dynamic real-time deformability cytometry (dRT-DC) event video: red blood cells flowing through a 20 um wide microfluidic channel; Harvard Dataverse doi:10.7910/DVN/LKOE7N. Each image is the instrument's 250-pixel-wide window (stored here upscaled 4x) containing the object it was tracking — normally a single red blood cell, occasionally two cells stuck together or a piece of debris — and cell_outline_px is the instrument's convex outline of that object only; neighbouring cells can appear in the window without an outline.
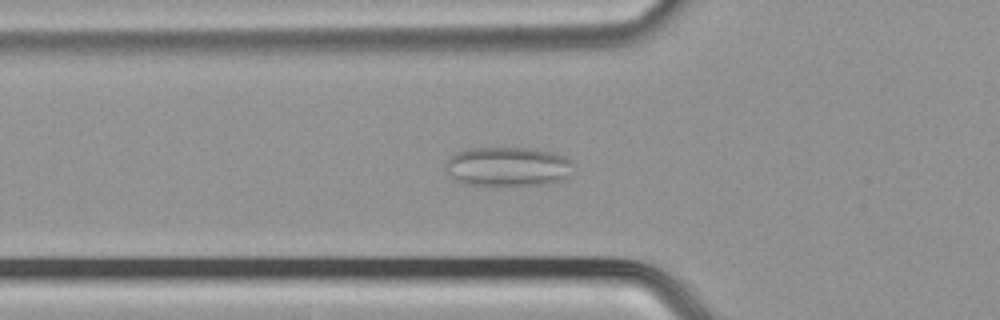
{"species": "common noctule bat (a hibernating species)", "species_latin": "Nyctalus noctula", "temperature_condition": "cold", "stored_images_in_passage": 51, "camera_frame_rate_fps": 3000, "um_per_image_px": 0.085, "animal": {"sex": "male", "body_mass_g": 21.5, "forearm_length_mm": 52.0}, "frame": {"image": 1, "passage_image": 18, "time_ms": 5.667, "image_size_px": [1000, 320], "cell_outline_px": [[572, 176], [564, 180], [548, 184], [496, 188], [464, 184], [452, 180], [444, 168], [444, 164], [456, 152], [468, 148], [536, 148], [552, 152], [564, 156], [572, 160]], "centroid_in_image_um": [43.16, 14.21], "position_along_channel_um": 82.6, "area_um2": 30.81}}
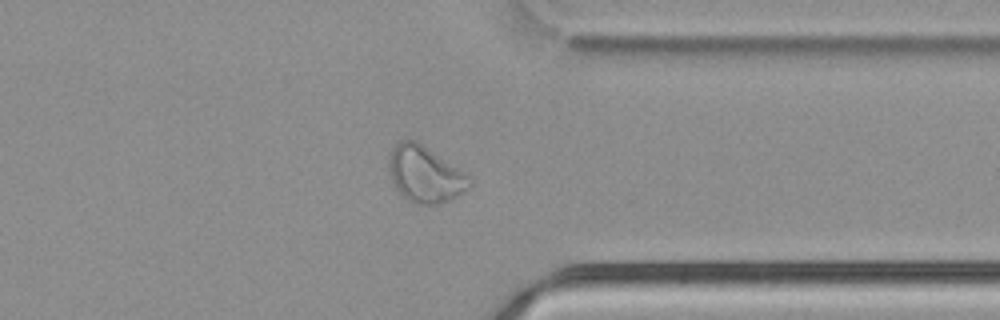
{"frame": {"image": 2, "passage_image": 40, "time_ms": 13.0, "image_size_px": [1000, 320], "cell_outline_px": [[472, 184], [460, 196], [440, 204], [412, 204], [396, 188], [388, 172], [388, 156], [392, 148], [400, 140], [416, 140], [468, 176], [472, 180]], "centroid_in_image_um": [36.1, 14.84], "position_along_channel_um": 375.3, "area_um2": 26.3}}
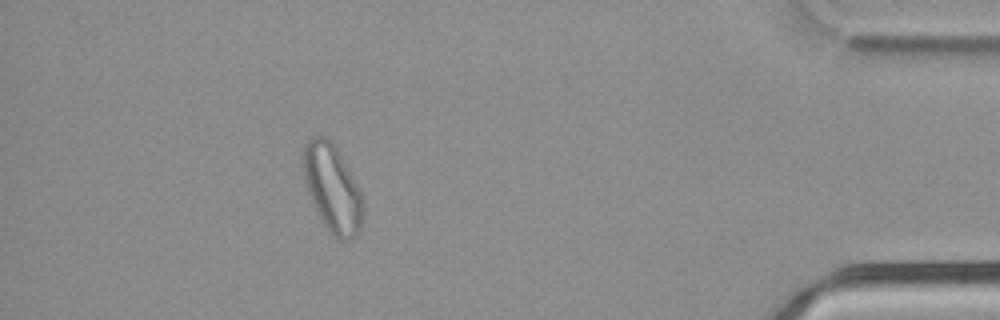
{"frame": {"image": 3, "passage_image": 46, "time_ms": 15.0, "image_size_px": [1000, 320], "cell_outline_px": [[364, 204], [360, 228], [356, 236], [348, 240], [336, 240], [328, 232], [316, 212], [308, 192], [304, 180], [300, 160], [304, 148], [308, 140], [316, 136], [324, 136], [332, 140], [356, 184], [360, 192]], "centroid_in_image_um": [28.21, 16.03], "position_along_channel_um": 407.0, "area_um2": 30.69}}